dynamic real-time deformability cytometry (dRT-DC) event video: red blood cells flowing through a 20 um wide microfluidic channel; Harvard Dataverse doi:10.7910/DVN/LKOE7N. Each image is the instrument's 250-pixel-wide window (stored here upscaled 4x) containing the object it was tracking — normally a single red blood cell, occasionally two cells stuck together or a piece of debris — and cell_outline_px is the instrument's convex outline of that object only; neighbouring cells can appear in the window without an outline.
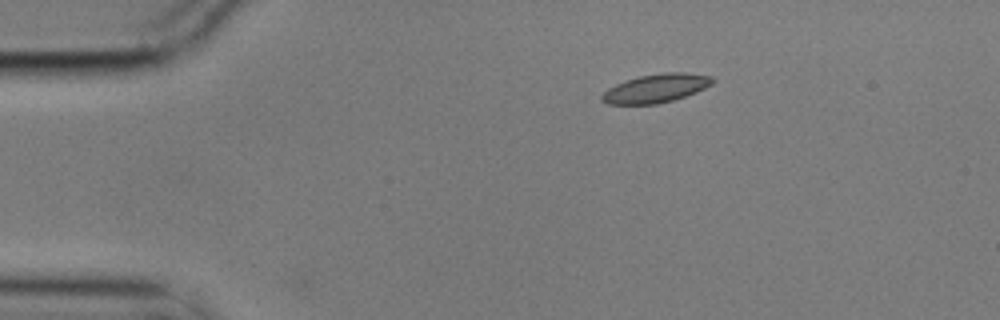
{"species": "common noctule bat (a hibernating species)", "species_latin": "Nyctalus noctula", "temperature_condition": "cold", "stored_images_in_passage": 4, "camera_frame_rate_fps": 3000, "um_per_image_px": 0.085, "animal": {"sex": "male", "body_mass_g": 17.9}, "frame": {"image": 1, "passage_image": 1, "time_ms": 0.0, "image_size_px": [1000, 320], "cell_outline_px": [[716, 80], [712, 84], [696, 92], [672, 100], [656, 104], [608, 104], [600, 100], [600, 96], [608, 88], [616, 84], [640, 76], [664, 72], [684, 72], [712, 76]], "centroid_in_image_um": [55.76, 7.5], "position_along_channel_um": 29.2, "area_um2": 18.32}}